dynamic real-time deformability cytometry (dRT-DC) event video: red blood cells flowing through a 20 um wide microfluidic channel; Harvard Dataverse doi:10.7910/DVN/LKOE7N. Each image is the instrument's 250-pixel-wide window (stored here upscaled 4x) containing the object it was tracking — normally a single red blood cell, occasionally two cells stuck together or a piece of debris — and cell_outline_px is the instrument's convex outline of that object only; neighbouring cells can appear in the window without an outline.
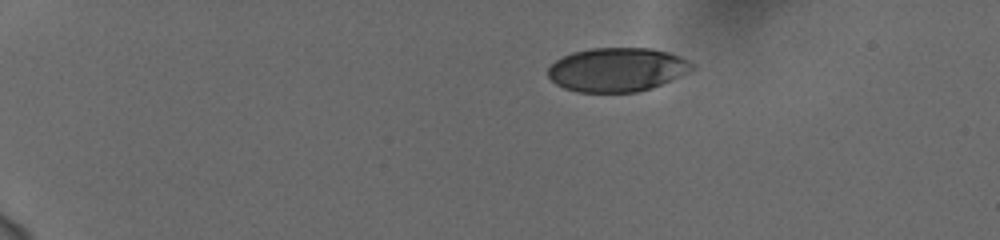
{"species": "human", "species_latin": "Homo sapiens", "temperature_condition": "cold", "stored_images_in_passage": 46, "camera_frame_rate_fps": 3000, "um_per_image_px": 0.085, "donor": {"sex": "female"}, "frame": {"image": 1, "passage_image": 1, "time_ms": 0.0, "image_size_px": [1000, 240], "cell_outline_px": [[692, 68], [652, 88], [636, 92], [576, 92], [564, 88], [556, 84], [548, 76], [548, 68], [556, 60], [572, 52], [592, 48], [652, 48], [668, 52], [680, 56], [692, 64]], "centroid_in_image_um": [52.38, 5.91], "position_along_channel_um": 32.6, "area_um2": 36.36}}
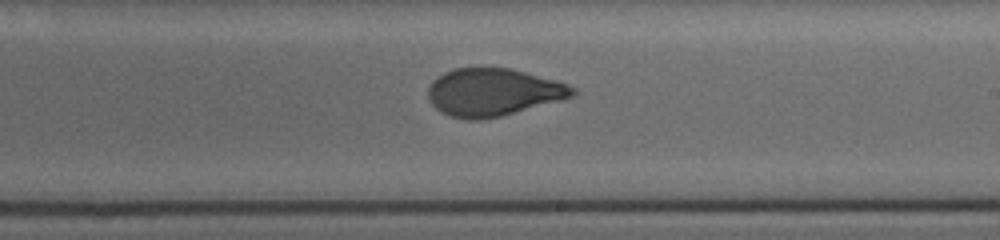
{"frame": {"image": 2, "passage_image": 26, "time_ms": 8.333, "image_size_px": [1000, 240], "cell_outline_px": [[576, 92], [572, 96], [500, 116], [480, 120], [468, 120], [452, 116], [440, 112], [432, 104], [428, 96], [428, 88], [432, 80], [444, 72], [456, 68], [512, 68], [556, 80], [568, 84], [576, 88]], "centroid_in_image_um": [41.88, 7.83], "position_along_channel_um": 247.1, "area_um2": 39.77}}
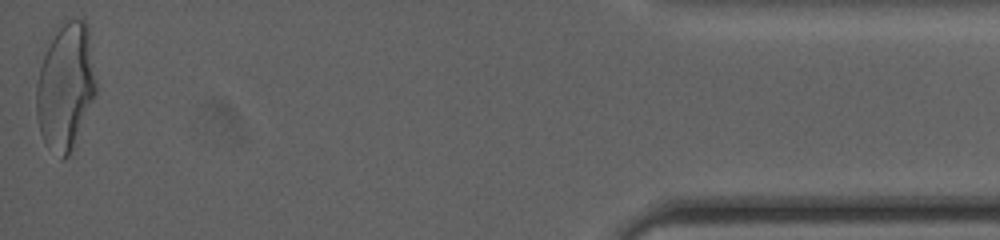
{"frame": {"image": 3, "passage_image": 46, "time_ms": 15.0, "image_size_px": [1000, 240], "cell_outline_px": [[96, 92], [72, 148], [68, 156], [64, 160], [60, 160], [44, 144], [40, 132], [36, 116], [36, 84], [40, 68], [44, 56], [56, 24], [68, 16], [84, 20], [88, 24], [96, 80]], "centroid_in_image_um": [5.55, 7.29], "position_along_channel_um": 429.6, "area_um2": 44.62}, "authors_computed_cell_mechanics": {"area_um2": 40.3155, "velocity_mm_per_s": 3.7455, "shape_relaxation_time_tau1_ms": 6.9946, "shape_relaxation_time_tau2_ms": null, "deformation_change_tau1": 0.1935, "deformation_change_tau2": null}}